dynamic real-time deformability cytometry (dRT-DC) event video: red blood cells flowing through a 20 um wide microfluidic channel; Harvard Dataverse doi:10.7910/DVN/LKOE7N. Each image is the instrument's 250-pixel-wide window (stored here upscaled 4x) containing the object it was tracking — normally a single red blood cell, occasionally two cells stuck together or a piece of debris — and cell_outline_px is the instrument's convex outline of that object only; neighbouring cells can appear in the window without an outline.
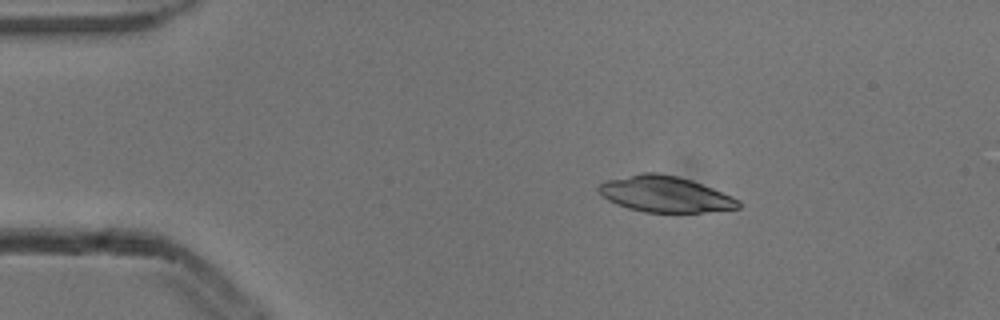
{"species": "common noctule bat (a hibernating species)", "species_latin": "Nyctalus noctula", "temperature_condition": "cold", "stored_images_in_passage": 4, "camera_frame_rate_fps": 3000, "um_per_image_px": 0.085, "animal": {"sex": "male", "body_mass_g": 13.3}, "frame": {"image": 1, "passage_image": 1, "time_ms": 0.0, "image_size_px": [1000, 320], "cell_outline_px": [[740, 208], [704, 212], [644, 212], [628, 208], [616, 204], [608, 200], [596, 188], [600, 184], [608, 180], [640, 172], [656, 172], [676, 176], [692, 180], [732, 196], [740, 200]], "centroid_in_image_um": [56.53, 16.5], "position_along_channel_um": 28.5, "area_um2": 29.19}}
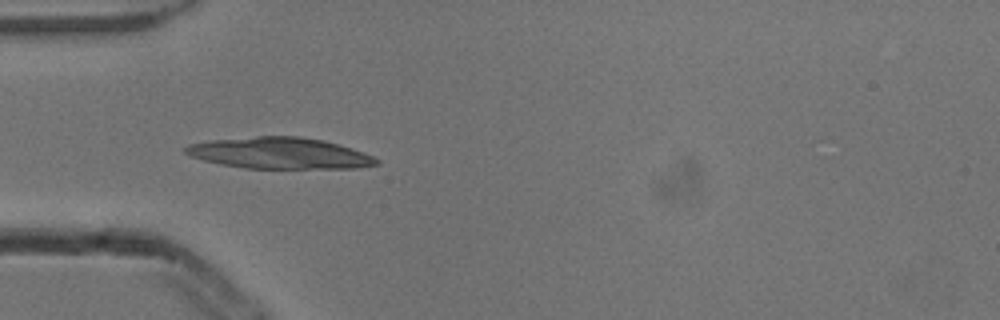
{"frame": {"image": 2, "passage_image": 3, "time_ms": 0.667, "image_size_px": [1000, 320], "cell_outline_px": [[380, 164], [360, 168], [244, 168], [220, 164], [204, 160], [192, 156], [184, 152], [184, 148], [188, 144], [212, 140], [256, 136], [300, 136], [324, 140], [364, 152], [380, 160]], "centroid_in_image_um": [23.8, 13.02], "position_along_channel_um": 61.2, "area_um2": 34.8}}
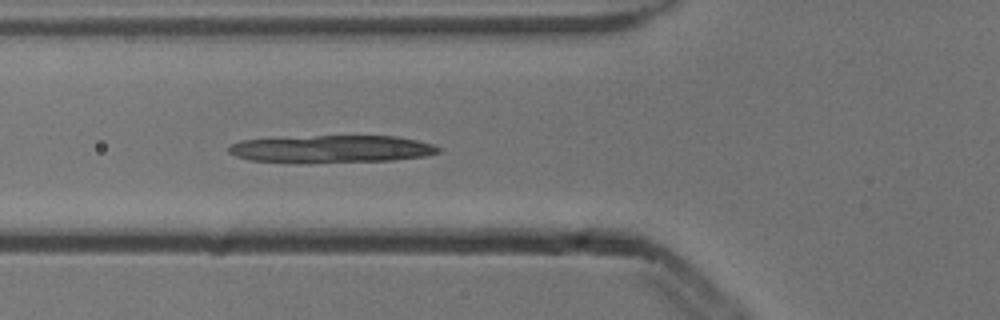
{"frame": {"image": 3, "passage_image": 4, "time_ms": 1.0, "image_size_px": [1000, 320], "cell_outline_px": [[440, 152], [424, 156], [392, 160], [248, 160], [236, 156], [228, 152], [228, 148], [232, 144], [240, 140], [316, 136], [396, 136], [416, 140], [432, 144], [440, 148]], "centroid_in_image_um": [28.24, 12.62], "position_along_channel_um": 97.6, "area_um2": 31.79}}